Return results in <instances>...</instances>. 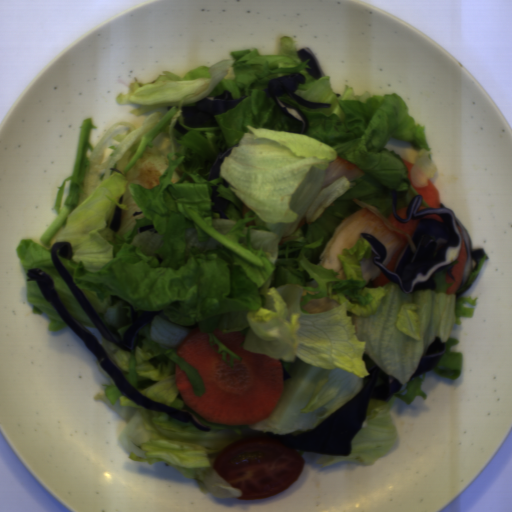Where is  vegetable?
<instances>
[{
	"label": "vegetable",
	"instance_id": "1",
	"mask_svg": "<svg viewBox=\"0 0 512 512\" xmlns=\"http://www.w3.org/2000/svg\"><path fill=\"white\" fill-rule=\"evenodd\" d=\"M291 36L278 39L276 52L257 47L230 51L229 58L195 67L183 75L169 70L150 82H130L118 105L135 104L129 114L150 115L136 126L112 124L95 146L92 118L82 120L71 175L57 187L55 219L39 239H21L16 256L26 278V301L33 314L49 316L47 329L70 328L42 294L29 269L45 271L71 314L97 339L130 385L146 398L193 414L210 431L189 421H175L125 397L95 359L108 380L94 401H101L126 425L117 441L136 463H165L193 479L202 495L238 499L242 492L226 483L213 467L218 453L246 432L301 435L354 398L369 376L368 353L401 388L388 400L370 399L349 456L320 454L322 468L337 462L374 465L398 441L391 409L395 400L410 404L427 394L426 373L412 377L435 337L446 349L432 369L457 380L462 353L450 349L460 318H472L477 297L446 294L456 281L446 274L459 261L433 276L434 289L404 293L391 281L366 284L360 261L370 259L372 245L360 235L352 249L338 254L345 278L319 265L327 243L344 220L363 208L360 200L386 219L419 195L408 167L391 138L413 143L418 157L410 177L427 186L436 166L424 124H416L396 93L356 95L346 85L334 93L330 76L314 79ZM302 73L305 84L294 92L310 102L333 104L309 108L287 95L281 101L300 109L308 120L299 134L298 120L284 114L264 89L271 78ZM230 90L234 99L248 95L233 109L215 115L219 127H187L181 108ZM188 128L184 136L173 126ZM220 177L208 181L218 153L230 146ZM337 156L364 173L354 181L341 177L321 189L325 170ZM211 185L218 197L232 201L226 214L211 211ZM250 210L243 218L241 203ZM115 203L122 208L121 228L110 230ZM154 224L158 233L137 229ZM56 241H69L70 260L59 257L96 313L123 336L138 309L162 310L142 327L131 351L106 341L62 281L50 256ZM328 296L340 306L311 314L310 299ZM208 333L230 366L240 356L211 334L241 331L245 350L282 361L291 374L282 397L263 421L244 426L204 422L183 401L175 363L188 376L196 396L204 393L198 372L179 358L176 348L195 327Z\"/></svg>",
	"mask_w": 512,
	"mask_h": 512
},
{
	"label": "vegetable",
	"instance_id": "2",
	"mask_svg": "<svg viewBox=\"0 0 512 512\" xmlns=\"http://www.w3.org/2000/svg\"><path fill=\"white\" fill-rule=\"evenodd\" d=\"M487 258H488V255H487L486 253H484V255H483L482 259H481V260H480V262H479V265H478L477 270H475V271L471 274V276L469 277V279L466 281V283H465L461 288H458L457 292H458V291H461V290H464V288H465V287H467L468 285H470V284H473V283H474V281H475V280H476V278L478 277V275H479V273H480V271H481V269H482V267H483L484 263L486 262Z\"/></svg>",
	"mask_w": 512,
	"mask_h": 512
},
{
	"label": "vegetable",
	"instance_id": "3",
	"mask_svg": "<svg viewBox=\"0 0 512 512\" xmlns=\"http://www.w3.org/2000/svg\"><path fill=\"white\" fill-rule=\"evenodd\" d=\"M421 204L424 205L427 209H431L423 198H422Z\"/></svg>",
	"mask_w": 512,
	"mask_h": 512
}]
</instances>
